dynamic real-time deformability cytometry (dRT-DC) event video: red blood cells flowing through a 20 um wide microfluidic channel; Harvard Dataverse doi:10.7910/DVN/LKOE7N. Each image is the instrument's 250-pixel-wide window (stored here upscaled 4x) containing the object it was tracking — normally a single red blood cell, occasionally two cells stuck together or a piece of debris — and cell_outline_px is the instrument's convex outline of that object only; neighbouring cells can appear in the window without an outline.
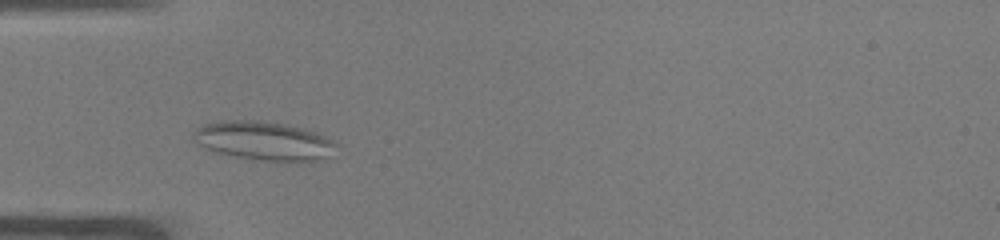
{"species": "common noctule bat (a hibernating species)", "species_latin": "Nyctalus noctula", "temperature_condition": "warm", "stored_images_in_passage": 42, "camera_frame_rate_fps": 3000, "um_per_image_px": 0.085, "animal": {"sex": "male", "body_mass_g": 19.0, "forearm_length_mm": 50.8}, "frame": {"image": 1, "passage_image": 7, "time_ms": 2.0, "image_size_px": [1000, 240], "cell_outline_px": [[340, 144], [332, 156], [324, 160], [276, 164], [216, 152], [192, 140], [192, 132], [196, 128], [204, 124], [220, 120], [260, 120], [284, 124], [304, 128], [316, 132]], "centroid_in_image_um": [22.51, 12.01], "position_along_channel_um": 62.5, "area_um2": 33.41}}
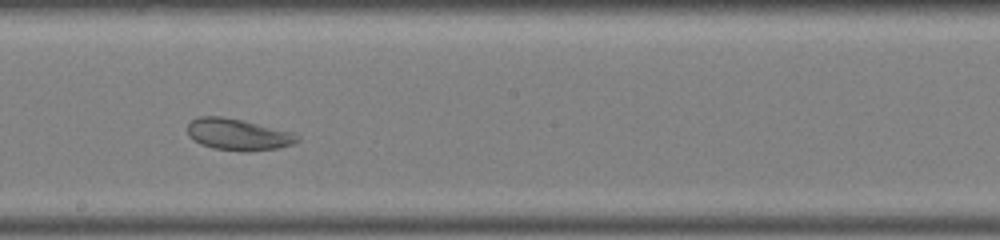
{"frame": {"image": 2, "passage_image": 20, "time_ms": 6.333, "image_size_px": [1000, 240], "cell_outline_px": [[300, 140], [292, 144], [280, 148], [248, 152], [244, 152], [212, 148], [200, 144], [192, 140], [188, 136], [188, 124], [192, 120], [200, 116], [220, 116], [240, 120], [296, 132], [300, 136]], "centroid_in_image_um": [20.27, 11.45], "position_along_channel_um": 227.9, "area_um2": 20.46}}
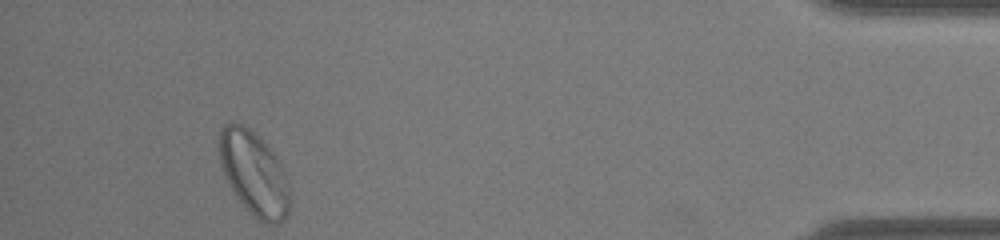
{"frame": {"image": 3, "passage_image": 39, "time_ms": 12.667, "image_size_px": [1000, 240], "cell_outline_px": [[292, 196], [288, 216], [280, 224], [264, 224], [236, 196], [224, 176], [220, 164], [220, 128], [224, 124], [244, 124], [280, 160], [288, 180]], "centroid_in_image_um": [21.65, 14.79], "position_along_channel_um": 413.6, "area_um2": 34.33}}